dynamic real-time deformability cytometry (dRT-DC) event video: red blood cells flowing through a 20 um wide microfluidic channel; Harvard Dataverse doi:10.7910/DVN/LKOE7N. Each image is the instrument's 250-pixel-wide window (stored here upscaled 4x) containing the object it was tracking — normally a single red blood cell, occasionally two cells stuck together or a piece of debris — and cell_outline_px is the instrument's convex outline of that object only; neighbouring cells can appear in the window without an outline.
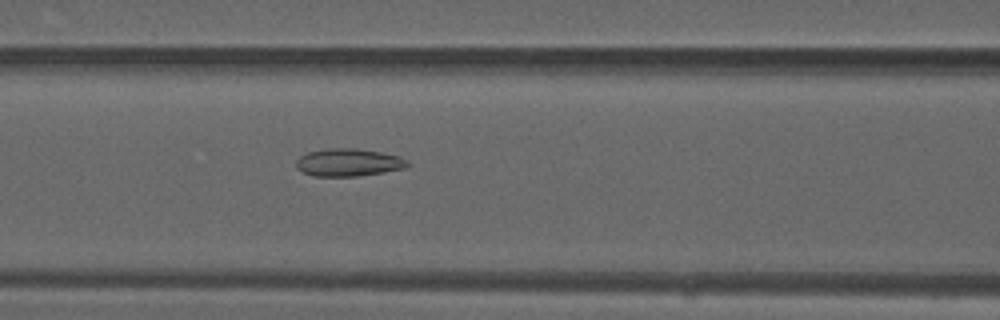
{"species": "common noctule bat (a hibernating species)", "species_latin": "Nyctalus noctula", "temperature_condition": "warm", "stored_images_in_passage": 39, "camera_frame_rate_fps": 3000, "um_per_image_px": 0.085, "animal": {"sex": "male", "forearm_length_mm": 52.5}, "frame": {"image": 1, "passage_image": 19, "time_ms": 6.0, "image_size_px": [1000, 320], "cell_outline_px": [[412, 164], [404, 168], [384, 172], [356, 176], [312, 176], [300, 172], [296, 168], [296, 160], [300, 156], [308, 152], [328, 148], [356, 148], [380, 152], [400, 156], [408, 160]], "centroid_in_image_um": [29.61, 13.81], "position_along_channel_um": 137.0, "area_um2": 18.15}}
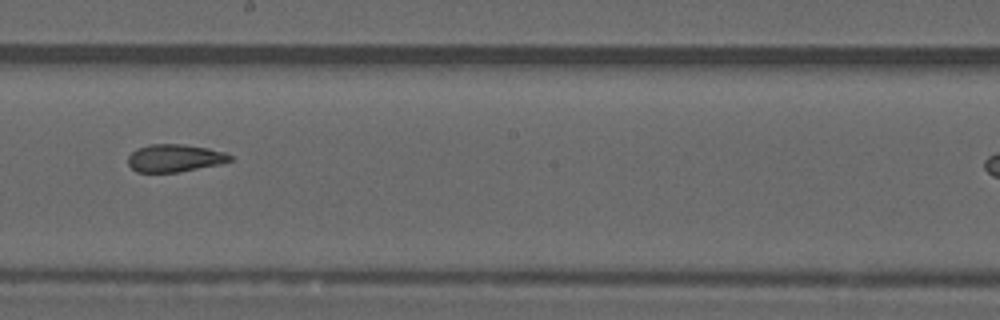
{"frame": {"image": 2, "passage_image": 26, "time_ms": 8.333, "image_size_px": [1000, 320], "cell_outline_px": [[232, 160], [220, 164], [176, 172], [136, 172], [128, 164], [128, 156], [136, 148], [148, 144], [184, 144], [208, 148], [224, 152], [232, 156]], "centroid_in_image_um": [14.82, 13.42], "position_along_channel_um": 233.4, "area_um2": 16.42}}
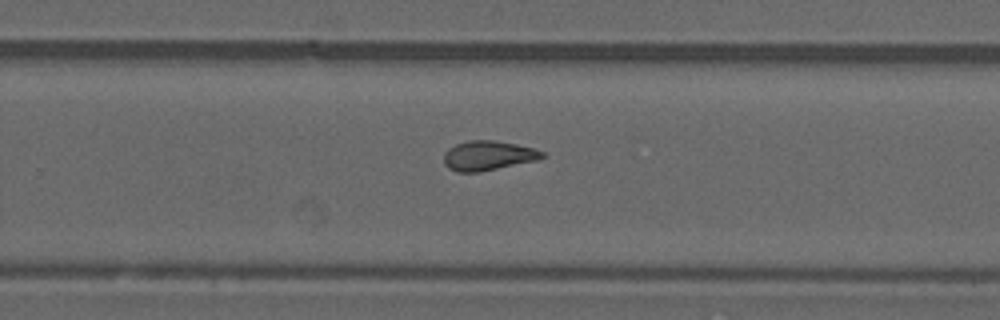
{"frame": {"image": 3, "passage_image": 30, "time_ms": 9.667, "image_size_px": [1000, 320], "cell_outline_px": [[544, 156], [540, 160], [480, 172], [456, 172], [448, 168], [444, 164], [444, 152], [448, 148], [456, 144], [468, 140], [496, 140], [536, 148], [544, 152]], "centroid_in_image_um": [41.5, 13.23], "position_along_channel_um": 288.3, "area_um2": 17.28}}